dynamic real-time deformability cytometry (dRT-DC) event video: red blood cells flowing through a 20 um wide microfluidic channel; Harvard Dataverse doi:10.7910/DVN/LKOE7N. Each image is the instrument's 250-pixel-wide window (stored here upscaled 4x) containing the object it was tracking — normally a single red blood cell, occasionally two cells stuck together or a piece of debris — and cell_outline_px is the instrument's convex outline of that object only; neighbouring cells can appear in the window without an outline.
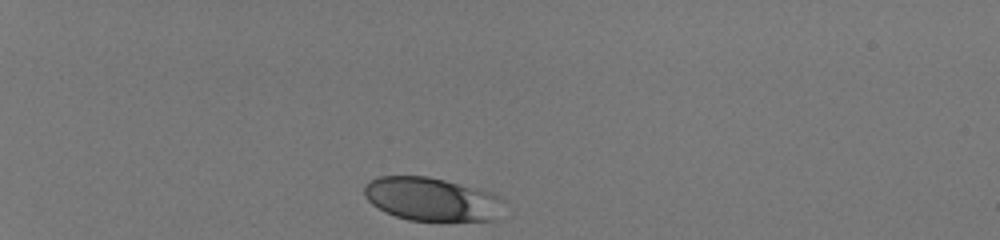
{"species": "human", "species_latin": "Homo sapiens", "temperature_condition": "room temperature", "stored_images_in_passage": 34, "camera_frame_rate_fps": 3000, "um_per_image_px": 0.085, "donor": {"sex": "male"}, "frame": {"image": 1, "passage_image": 1, "time_ms": 0.0, "image_size_px": [1000, 240], "cell_outline_px": [[504, 200], [500, 220], [408, 220], [384, 212], [372, 204], [364, 196], [364, 184], [368, 180], [380, 176], [428, 176], [444, 180], [488, 192]], "centroid_in_image_um": [36.66, 16.93], "position_along_channel_um": 48.3, "area_um2": 35.26}}
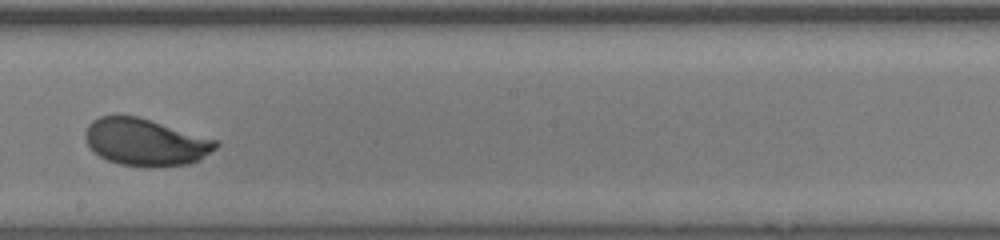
{"frame": {"image": 2, "passage_image": 20, "time_ms": 6.333, "image_size_px": [1000, 240], "cell_outline_px": [[220, 144], [216, 148], [200, 160], [188, 164], [120, 164], [108, 160], [100, 156], [88, 144], [84, 136], [84, 132], [88, 124], [92, 120], [100, 116], [136, 116], [216, 140]], "centroid_in_image_um": [12.34, 12.05], "position_along_channel_um": 235.9, "area_um2": 34.56}}
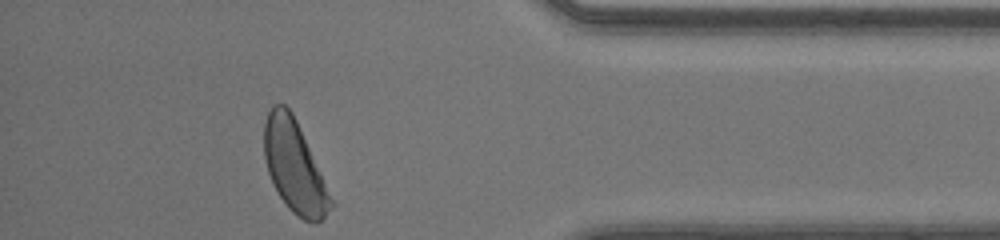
{"frame": {"image": 3, "passage_image": 34, "time_ms": 11.0, "image_size_px": [1000, 240], "cell_outline_px": [[336, 204], [316, 224], [312, 224], [296, 216], [288, 208], [272, 184], [268, 172], [264, 156], [264, 124], [268, 112], [272, 104], [284, 104], [292, 112], [296, 120]], "centroid_in_image_um": [25.03, 14.19], "position_along_channel_um": 410.2, "area_um2": 35.66}, "authors_computed_cell_mechanics": {"area_um2": 35.6048, "velocity_mm_per_s": 4.1125, "shape_relaxation_time_tau1_ms": 2.379, "shape_relaxation_time_tau2_ms": null, "deformation_change_tau1": 0.1226, "deformation_change_tau2": null}}